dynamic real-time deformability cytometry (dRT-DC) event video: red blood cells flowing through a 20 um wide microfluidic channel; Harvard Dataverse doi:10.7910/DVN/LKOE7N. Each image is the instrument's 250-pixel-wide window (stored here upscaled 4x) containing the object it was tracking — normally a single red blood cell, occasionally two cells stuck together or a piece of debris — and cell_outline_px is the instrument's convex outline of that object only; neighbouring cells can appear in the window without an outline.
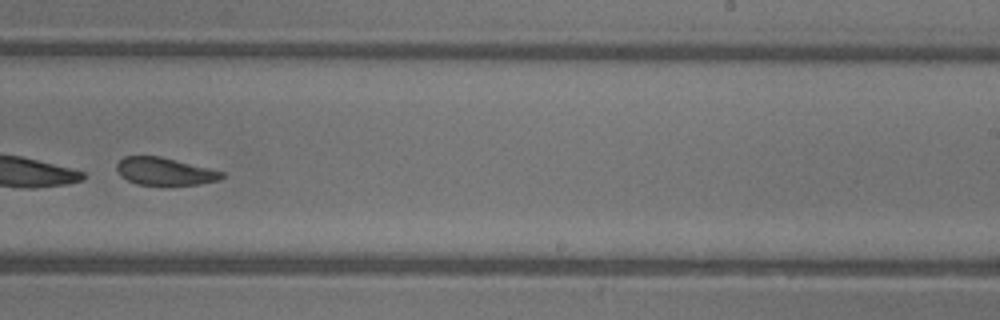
{"species": "common noctule bat (a hibernating species)", "species_latin": "Nyctalus noctula", "temperature_condition": "warm", "stored_images_in_passage": 46, "segment_of_instrument_passage": [2, 2], "camera_frame_rate_fps": 3000, "um_per_image_px": 0.085, "animal": {"sex": "female"}, "frame": {"image": 1, "passage_image": 29, "time_ms": 9.333, "image_size_px": [1000, 320], "cell_outline_px": [[224, 176], [220, 180], [200, 184], [136, 184], [120, 176], [116, 168], [116, 164], [124, 156], [160, 156], [224, 172]], "centroid_in_image_um": [13.98, 14.56], "position_along_channel_um": 275.0, "area_um2": 16.65}}